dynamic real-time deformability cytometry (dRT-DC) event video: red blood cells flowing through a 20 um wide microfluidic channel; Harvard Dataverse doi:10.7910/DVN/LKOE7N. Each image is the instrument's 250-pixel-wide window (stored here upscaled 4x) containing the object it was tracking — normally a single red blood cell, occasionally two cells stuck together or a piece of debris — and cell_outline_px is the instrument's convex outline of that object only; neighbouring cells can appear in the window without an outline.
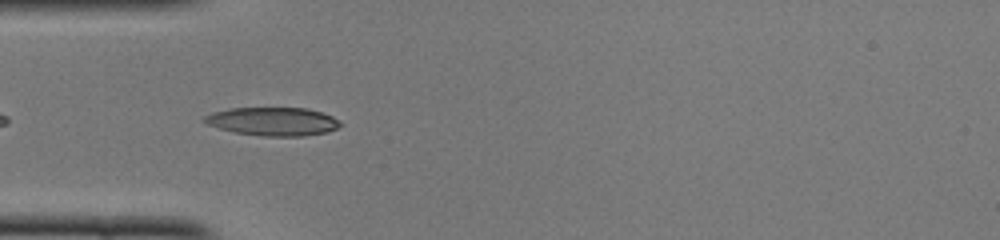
{"species": "common noctule bat (a hibernating species)", "species_latin": "Nyctalus noctula", "temperature_condition": "cold", "stored_images_in_passage": 6, "camera_frame_rate_fps": 3000, "um_per_image_px": 0.085, "animal": {"sex": "female", "body_mass_g": 22.0, "forearm_length_mm": 56.7}, "frame": {"image": 1, "passage_image": 3, "time_ms": 0.667, "image_size_px": [1000, 240], "cell_outline_px": [[344, 124], [328, 132], [304, 136], [264, 136], [236, 132], [220, 128], [208, 124], [204, 120], [204, 116], [212, 112], [228, 108], [308, 108], [332, 116], [340, 120]], "centroid_in_image_um": [23.24, 10.32], "position_along_channel_um": 61.8, "area_um2": 22.43}}